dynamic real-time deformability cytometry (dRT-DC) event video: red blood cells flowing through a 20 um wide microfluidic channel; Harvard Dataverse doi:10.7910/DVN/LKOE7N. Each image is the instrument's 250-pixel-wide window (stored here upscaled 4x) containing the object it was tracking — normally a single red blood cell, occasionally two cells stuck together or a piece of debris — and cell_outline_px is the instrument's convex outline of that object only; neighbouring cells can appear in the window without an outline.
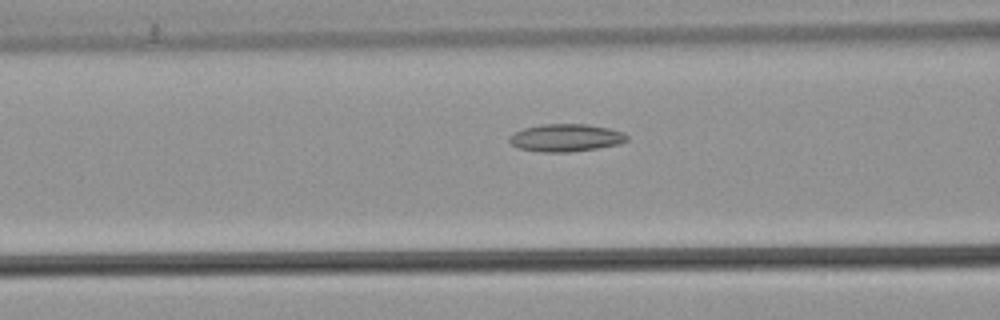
{"species": "common noctule bat (a hibernating species)", "species_latin": "Nyctalus noctula", "temperature_condition": "warm", "stored_images_in_passage": 34, "camera_frame_rate_fps": 3000, "um_per_image_px": 0.085, "animal": {"sex": "male", "body_mass_g": 21.5, "forearm_length_mm": 52.0}, "frame": {"image": 1, "passage_image": 12, "time_ms": 3.667, "image_size_px": [1000, 320], "cell_outline_px": [[628, 140], [620, 144], [596, 148], [568, 152], [540, 152], [516, 148], [508, 140], [508, 136], [512, 132], [524, 128], [540, 124], [588, 124], [608, 128], [624, 132], [628, 136]], "centroid_in_image_um": [48.06, 11.71], "position_along_channel_um": 118.5, "area_um2": 19.13}}
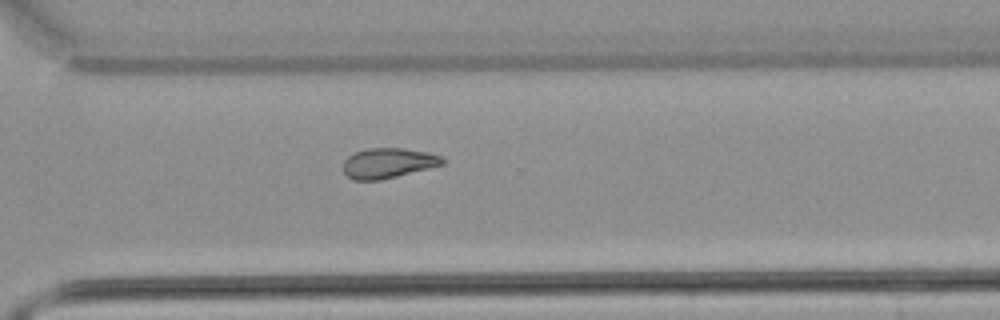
{"frame": {"image": 2, "passage_image": 29, "time_ms": 9.333, "image_size_px": [1000, 320], "cell_outline_px": [[444, 164], [380, 180], [352, 180], [344, 172], [344, 160], [348, 156], [356, 152], [368, 148], [404, 148], [428, 152], [440, 156], [444, 160]], "centroid_in_image_um": [32.97, 13.85], "position_along_channel_um": 337.6, "area_um2": 17.22}}
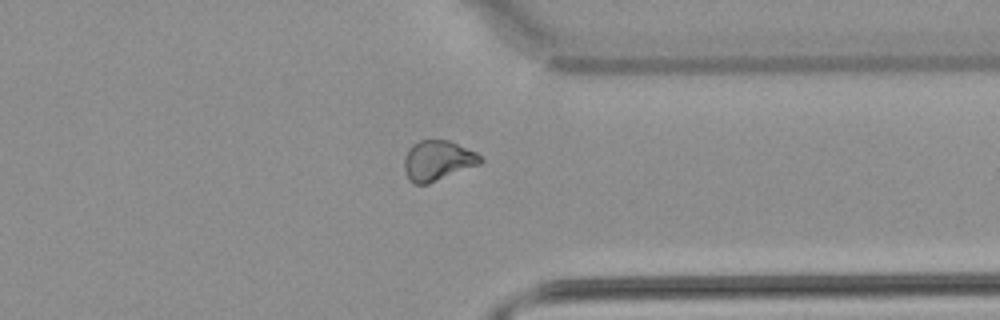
{"frame": {"image": 3, "passage_image": 32, "time_ms": 10.333, "image_size_px": [1000, 320], "cell_outline_px": [[484, 160], [480, 164], [428, 184], [412, 184], [408, 180], [404, 168], [404, 160], [408, 148], [412, 144], [420, 140], [448, 140], [476, 152]], "centroid_in_image_um": [37.18, 13.65], "position_along_channel_um": 374.2, "area_um2": 17.86}}